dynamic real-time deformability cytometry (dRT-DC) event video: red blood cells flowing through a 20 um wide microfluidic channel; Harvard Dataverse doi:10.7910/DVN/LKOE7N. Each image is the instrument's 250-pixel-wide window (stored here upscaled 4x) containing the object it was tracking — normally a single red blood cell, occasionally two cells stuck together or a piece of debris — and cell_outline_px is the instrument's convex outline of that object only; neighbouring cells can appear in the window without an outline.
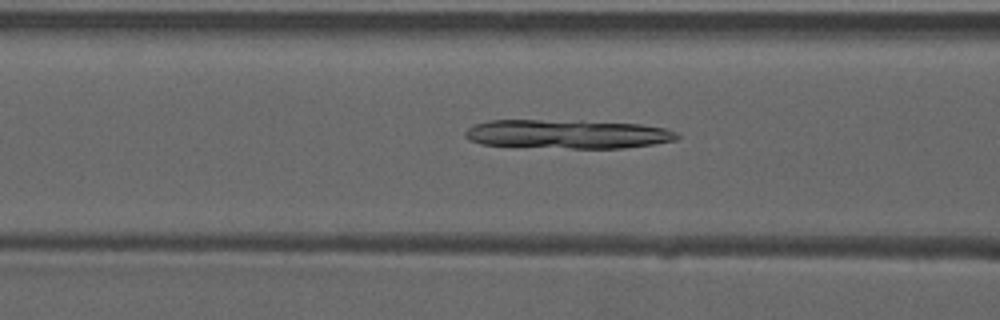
{"species": "common noctule bat (a hibernating species)", "species_latin": "Nyctalus noctula", "temperature_condition": "warm", "stored_images_in_passage": 22, "camera_frame_rate_fps": 3000, "um_per_image_px": 0.085, "animal": {"sex": "male", "forearm_length_mm": 52.5}, "frame": {"image": 1, "passage_image": 7, "time_ms": 2.0, "image_size_px": [1000, 320], "cell_outline_px": [[680, 136], [676, 140], [652, 144], [624, 148], [572, 148], [480, 144], [468, 140], [464, 136], [464, 132], [468, 128], [476, 124], [488, 120], [540, 120], [640, 124], [664, 128], [676, 132]], "centroid_in_image_um": [48.2, 11.4], "position_along_channel_um": 118.4, "area_um2": 35.26}}
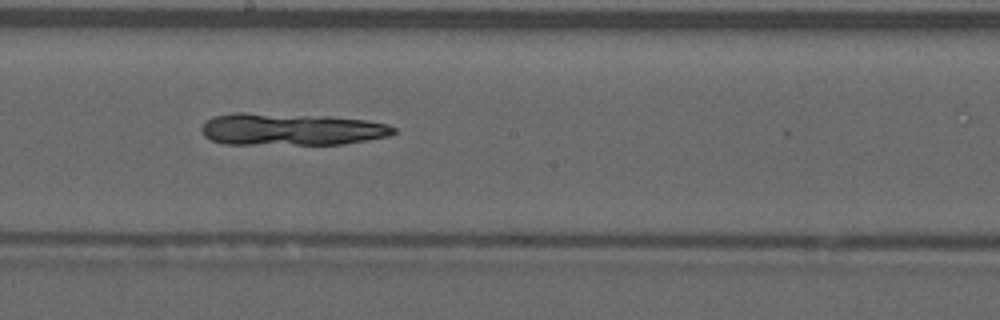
{"frame": {"image": 2, "passage_image": 15, "time_ms": 4.667, "image_size_px": [1000, 320], "cell_outline_px": [[396, 132], [392, 136], [344, 144], [224, 144], [212, 140], [204, 136], [200, 128], [208, 120], [216, 116], [232, 112], [244, 112], [332, 116], [368, 120], [388, 124], [396, 128]], "centroid_in_image_um": [24.8, 10.98], "position_along_channel_um": 223.4, "area_um2": 36.41}}
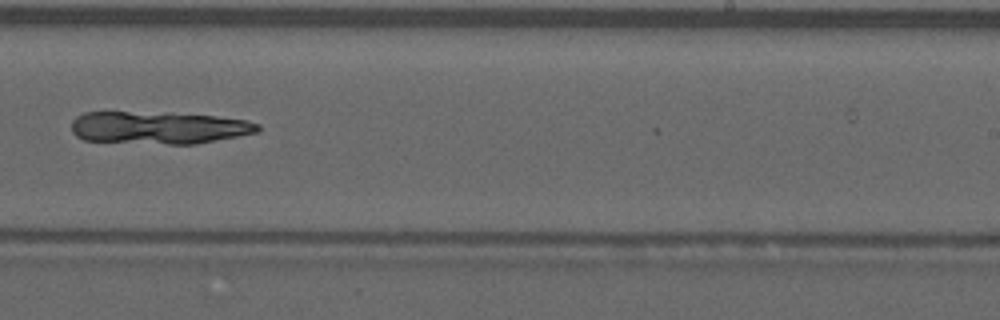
{"frame": {"image": 3, "passage_image": 19, "time_ms": 6.0, "image_size_px": [1000, 320], "cell_outline_px": [[260, 128], [256, 132], [240, 136], [196, 144], [168, 144], [84, 140], [76, 136], [72, 132], [72, 120], [76, 116], [84, 112], [168, 112], [216, 116], [248, 120], [260, 124]], "centroid_in_image_um": [13.5, 10.84], "position_along_channel_um": 275.5, "area_um2": 35.55}}